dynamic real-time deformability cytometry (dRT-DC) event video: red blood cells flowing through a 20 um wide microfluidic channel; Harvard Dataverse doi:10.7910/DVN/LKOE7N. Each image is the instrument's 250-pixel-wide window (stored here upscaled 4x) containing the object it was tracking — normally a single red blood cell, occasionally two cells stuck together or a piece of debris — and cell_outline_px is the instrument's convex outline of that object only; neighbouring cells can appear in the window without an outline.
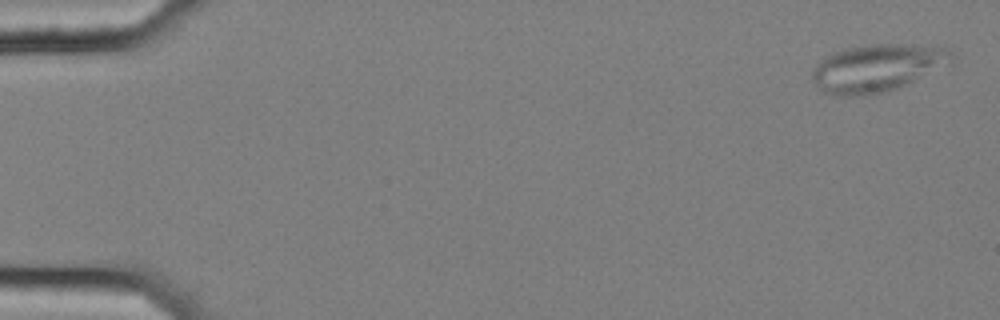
{"species": "common noctule bat (a hibernating species)", "species_latin": "Nyctalus noctula", "temperature_condition": "cold", "stored_images_in_passage": 57, "segment_of_instrument_passage": [1, 2], "camera_frame_rate_fps": 3000, "um_per_image_px": 0.085, "animal": {"sex": "female", "body_mass_g": 25.1}, "frame": {"image": 1, "passage_image": 2, "time_ms": 0.333, "image_size_px": [1000, 320], "cell_outline_px": [[956, 56], [952, 64], [908, 84], [880, 92], [860, 96], [832, 96], [824, 92], [812, 80], [812, 68], [824, 56], [832, 52], [844, 48], [876, 44], [912, 44], [948, 48]], "centroid_in_image_um": [74.59, 5.76], "position_along_channel_um": 10.4, "area_um2": 39.07}}